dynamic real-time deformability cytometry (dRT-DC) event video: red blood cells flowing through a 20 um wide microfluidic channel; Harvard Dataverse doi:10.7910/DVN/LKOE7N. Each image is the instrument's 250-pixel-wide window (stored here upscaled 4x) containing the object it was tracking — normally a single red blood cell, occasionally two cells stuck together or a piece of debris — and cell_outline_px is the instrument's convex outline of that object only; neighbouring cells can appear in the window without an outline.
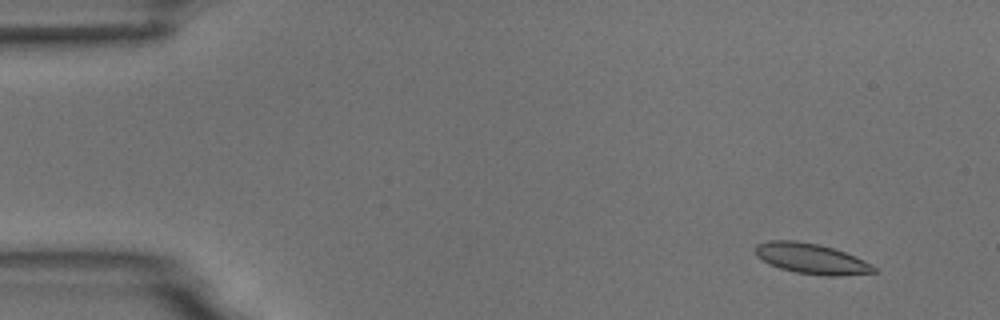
{"species": "common noctule bat (a hibernating species)", "species_latin": "Nyctalus noctula", "temperature_condition": "room temperature", "stored_images_in_passage": 4, "camera_frame_rate_fps": 3000, "um_per_image_px": 0.085, "animal": {"sex": "male", "body_mass_g": 18.8}, "frame": {"image": 1, "passage_image": 1, "time_ms": 0.0, "image_size_px": [1000, 320], "cell_outline_px": [[880, 272], [840, 276], [824, 276], [796, 272], [780, 268], [768, 264], [756, 256], [756, 244], [768, 240], [796, 240], [820, 244], [856, 256], [864, 260], [876, 268]], "centroid_in_image_um": [68.97, 21.98], "position_along_channel_um": 16.0, "area_um2": 21.21}}
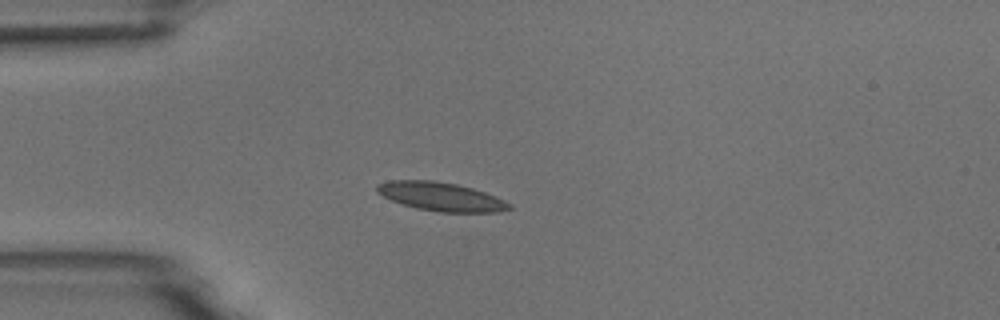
{"frame": {"image": 2, "passage_image": 4, "time_ms": 3.333, "image_size_px": [1000, 320], "cell_outline_px": [[512, 208], [500, 212], [440, 212], [416, 208], [392, 200], [376, 192], [376, 184], [388, 180], [432, 180], [456, 184], [472, 188], [484, 192], [504, 200], [512, 204]], "centroid_in_image_um": [37.48, 16.71], "position_along_channel_um": 47.5, "area_um2": 22.02}}